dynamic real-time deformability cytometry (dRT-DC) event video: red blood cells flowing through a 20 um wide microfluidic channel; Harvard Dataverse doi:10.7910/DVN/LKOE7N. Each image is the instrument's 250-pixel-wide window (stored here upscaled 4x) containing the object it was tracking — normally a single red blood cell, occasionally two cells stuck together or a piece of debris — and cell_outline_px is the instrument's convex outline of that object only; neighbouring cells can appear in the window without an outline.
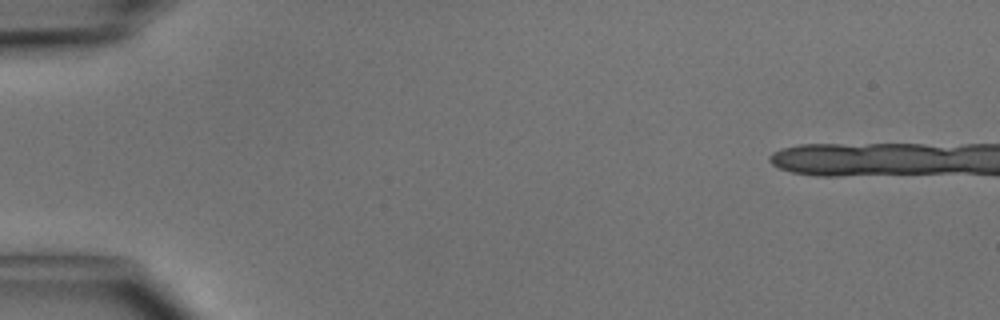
{"species": "common noctule bat (a hibernating species)", "species_latin": "Nyctalus noctula", "temperature_condition": "cold", "stored_images_in_passage": 4, "camera_frame_rate_fps": 3000, "um_per_image_px": 0.085, "animal": {"sex": "male", "body_mass_g": 15.6}, "frame": {"image": 1, "passage_image": 1, "time_ms": 0.0, "image_size_px": [1000, 320], "cell_outline_px": [[976, 168], [924, 172], [808, 172], [792, 168], [916, 148], [932, 148], [944, 152]], "centroid_in_image_um": [75.98, 13.84], "position_along_channel_um": 9.0, "area_um2": 19.02}}